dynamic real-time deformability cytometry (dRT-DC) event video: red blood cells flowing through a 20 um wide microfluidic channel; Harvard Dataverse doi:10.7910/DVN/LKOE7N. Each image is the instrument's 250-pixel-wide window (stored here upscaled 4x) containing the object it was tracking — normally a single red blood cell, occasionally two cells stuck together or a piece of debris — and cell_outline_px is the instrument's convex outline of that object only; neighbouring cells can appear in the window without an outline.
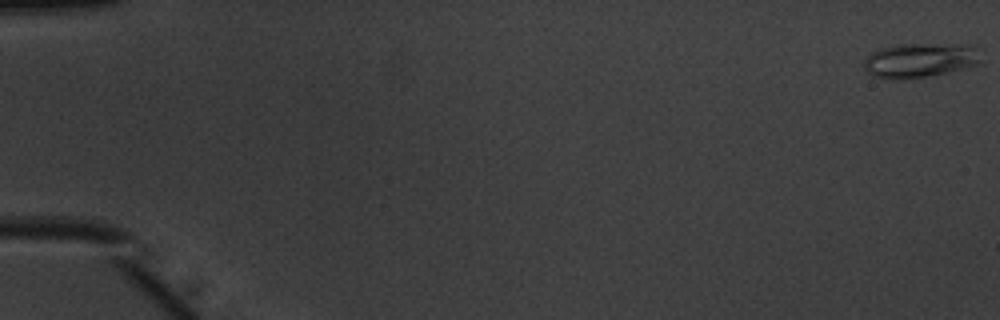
{"species": "common noctule bat (a hibernating species)", "species_latin": "Nyctalus noctula", "temperature_condition": "warm", "stored_images_in_passage": 13, "camera_frame_rate_fps": 3000, "um_per_image_px": 0.085, "animal": {"sex": "male", "body_mass_g": 20.1, "forearm_length_mm": 53.5}, "frame": {"image": 1, "passage_image": 1, "time_ms": 0.0, "image_size_px": [1000, 320], "cell_outline_px": [[984, 48], [976, 64], [928, 76], [896, 80], [888, 80], [872, 76], [864, 68], [864, 60], [872, 52], [880, 48], [896, 44], [972, 44]], "centroid_in_image_um": [78.19, 5.1], "position_along_channel_um": 6.8, "area_um2": 23.76}}